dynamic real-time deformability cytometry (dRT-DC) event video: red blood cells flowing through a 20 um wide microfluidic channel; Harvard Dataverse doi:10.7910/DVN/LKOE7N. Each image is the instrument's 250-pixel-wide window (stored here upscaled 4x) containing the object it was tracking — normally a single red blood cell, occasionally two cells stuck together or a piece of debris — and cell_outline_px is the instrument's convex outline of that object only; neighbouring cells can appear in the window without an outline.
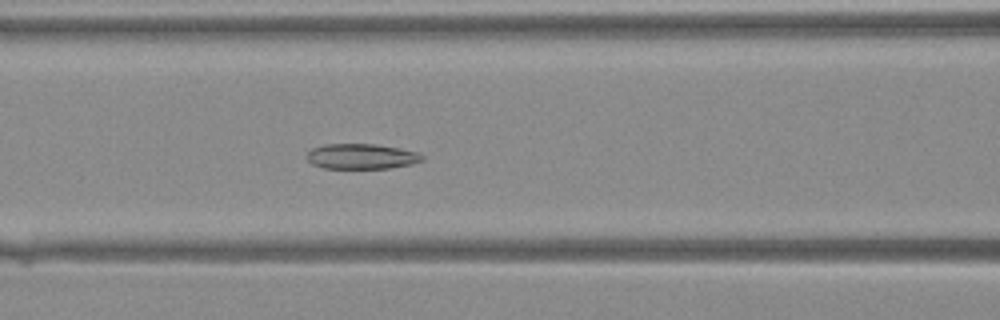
{"species": "Egyptian fruit bat (a non-hibernating species)", "species_latin": "Rousettus aegyptiacus", "temperature_condition": "warm", "stored_images_in_passage": 40, "camera_frame_rate_fps": 3000, "um_per_image_px": 0.085, "animal": {"sex": "female"}, "frame": {"image": 1, "passage_image": 18, "time_ms": 5.667, "image_size_px": [1000, 320], "cell_outline_px": [[424, 160], [412, 164], [388, 168], [324, 168], [312, 164], [308, 160], [308, 152], [312, 148], [324, 144], [376, 144], [400, 148], [416, 152], [424, 156]], "centroid_in_image_um": [30.74, 13.29], "position_along_channel_um": 135.9, "area_um2": 16.94}}
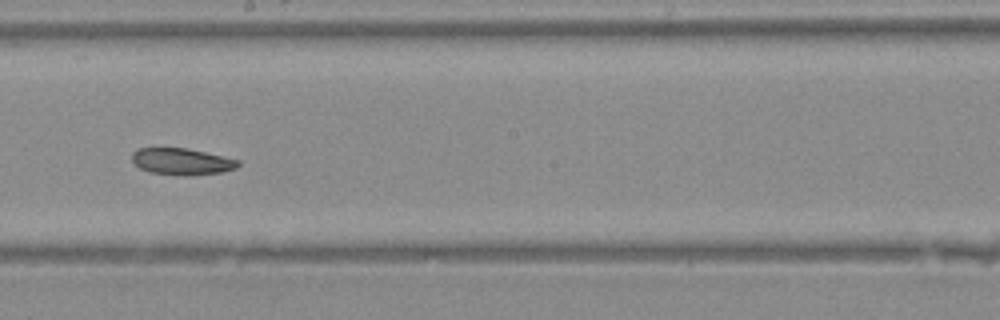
{"frame": {"image": 2, "passage_image": 24, "time_ms": 7.667, "image_size_px": [1000, 320], "cell_outline_px": [[240, 164], [236, 168], [220, 172], [188, 176], [184, 176], [148, 172], [140, 168], [132, 160], [132, 152], [136, 148], [188, 148], [240, 160]], "centroid_in_image_um": [15.44, 13.73], "position_along_channel_um": 232.8, "area_um2": 16.53}}
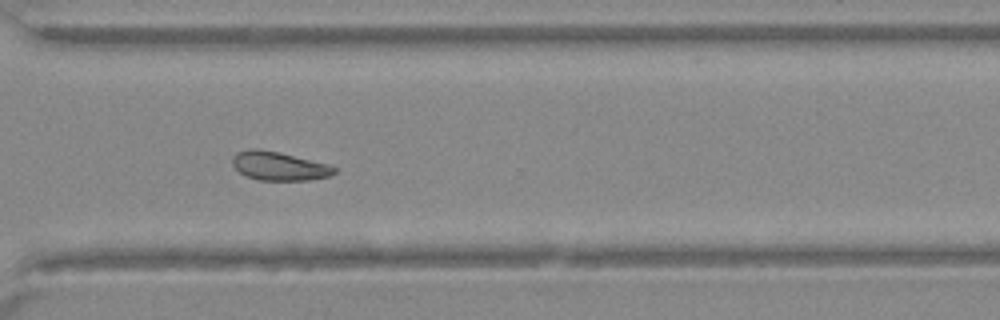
{"frame": {"image": 3, "passage_image": 31, "time_ms": 10.0, "image_size_px": [1000, 320], "cell_outline_px": [[336, 172], [328, 176], [308, 180], [260, 180], [248, 176], [240, 172], [232, 164], [232, 156], [236, 152], [248, 148], [260, 148], [328, 164], [336, 168]], "centroid_in_image_um": [23.68, 14.1], "position_along_channel_um": 346.9, "area_um2": 16.88}}